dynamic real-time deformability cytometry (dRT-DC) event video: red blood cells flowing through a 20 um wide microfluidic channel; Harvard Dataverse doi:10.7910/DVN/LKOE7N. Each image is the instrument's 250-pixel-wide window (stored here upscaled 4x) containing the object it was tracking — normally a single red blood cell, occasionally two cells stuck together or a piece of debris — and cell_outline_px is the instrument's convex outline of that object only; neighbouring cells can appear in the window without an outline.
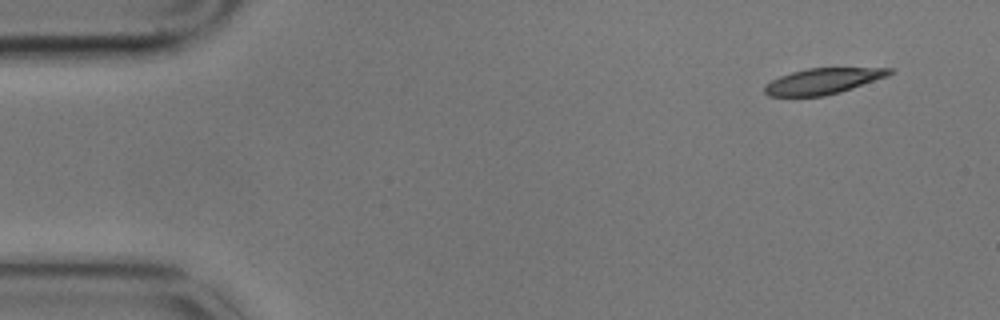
{"species": "common noctule bat (a hibernating species)", "species_latin": "Nyctalus noctula", "temperature_condition": "cold", "stored_images_in_passage": 4, "camera_frame_rate_fps": 3000, "um_per_image_px": 0.085, "animal": {"sex": "male", "body_mass_g": 17.9}, "frame": {"image": 1, "passage_image": 1, "time_ms": 0.0, "image_size_px": [1000, 320], "cell_outline_px": [[896, 72], [888, 76], [840, 92], [824, 96], [768, 96], [764, 92], [764, 84], [780, 76], [792, 72], [808, 68], [896, 68]], "centroid_in_image_um": [69.97, 6.89], "position_along_channel_um": 15.0, "area_um2": 18.84}}
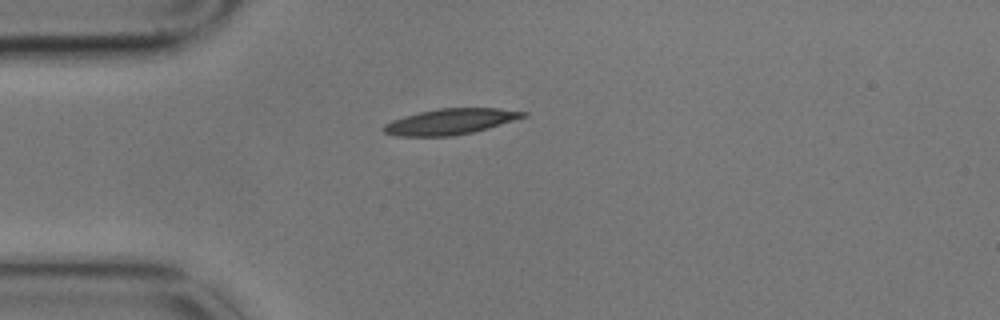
{"frame": {"image": 2, "passage_image": 4, "time_ms": 1.0, "image_size_px": [1000, 320], "cell_outline_px": [[528, 116], [488, 128], [472, 132], [452, 136], [396, 136], [384, 132], [380, 128], [384, 124], [392, 120], [404, 116], [420, 112], [440, 108], [500, 108], [528, 112]], "centroid_in_image_um": [38.28, 10.33], "position_along_channel_um": 46.7, "area_um2": 20.98}}